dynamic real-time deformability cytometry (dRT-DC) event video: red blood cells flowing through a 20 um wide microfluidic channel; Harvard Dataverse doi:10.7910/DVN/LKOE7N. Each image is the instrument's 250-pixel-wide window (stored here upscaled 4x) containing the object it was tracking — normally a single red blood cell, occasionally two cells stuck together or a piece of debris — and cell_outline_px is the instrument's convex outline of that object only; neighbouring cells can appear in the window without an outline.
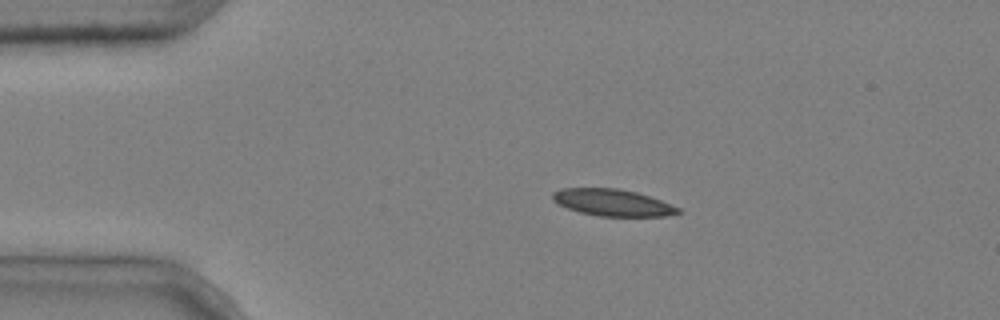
{"species": "common noctule bat (a hibernating species)", "species_latin": "Nyctalus noctula", "temperature_condition": "cold", "stored_images_in_passage": 4, "camera_frame_rate_fps": 3000, "um_per_image_px": 0.085, "animal": {"sex": "male", "body_mass_g": 20.4}, "frame": {"image": 1, "passage_image": 1, "time_ms": 0.0, "image_size_px": [1000, 320], "cell_outline_px": [[684, 212], [668, 216], [596, 216], [580, 212], [568, 208], [552, 200], [552, 192], [560, 188], [620, 188], [636, 192], [660, 200], [680, 208]], "centroid_in_image_um": [52.08, 17.22], "position_along_channel_um": 32.9, "area_um2": 19.65}}
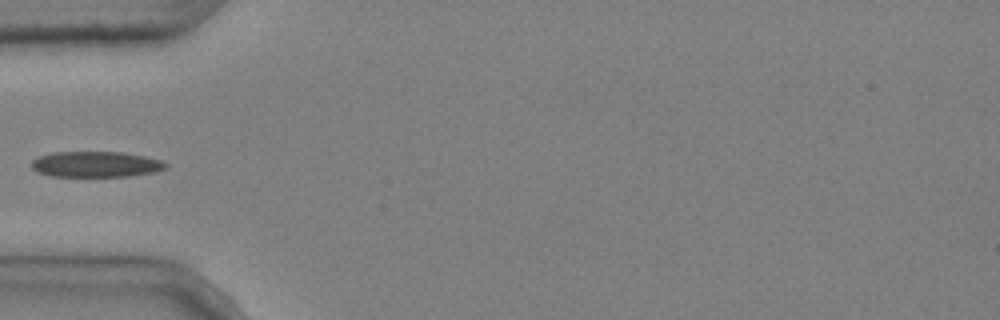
{"frame": {"image": 2, "passage_image": 3, "time_ms": 0.667, "image_size_px": [1000, 320], "cell_outline_px": [[168, 168], [152, 172], [128, 176], [48, 176], [36, 172], [32, 168], [32, 160], [40, 156], [52, 152], [120, 152], [144, 156], [160, 160], [168, 164]], "centroid_in_image_um": [8.12, 13.96], "position_along_channel_um": 76.9, "area_um2": 20.06}}